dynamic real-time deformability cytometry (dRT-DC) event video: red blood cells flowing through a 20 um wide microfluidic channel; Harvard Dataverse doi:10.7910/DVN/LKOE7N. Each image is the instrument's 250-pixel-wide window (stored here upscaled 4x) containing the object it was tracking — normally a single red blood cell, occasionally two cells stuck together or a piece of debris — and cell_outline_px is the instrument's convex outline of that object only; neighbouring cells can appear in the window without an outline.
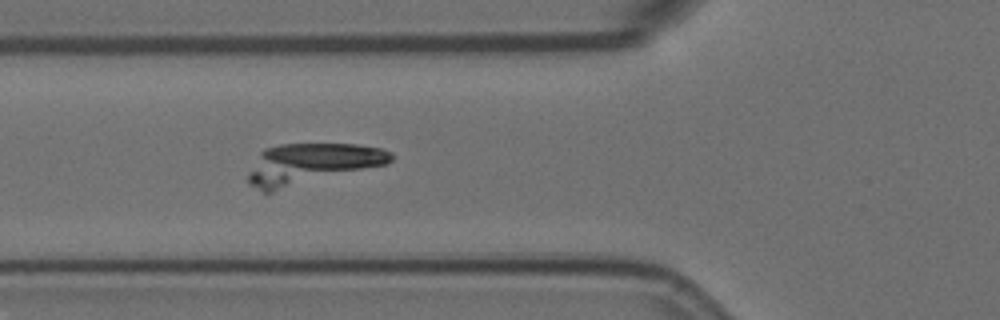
{"species": "Egyptian fruit bat (a non-hibernating species)", "species_latin": "Rousettus aegyptiacus", "temperature_condition": "room temperature", "stored_images_in_passage": 57, "camera_frame_rate_fps": 3000, "um_per_image_px": 0.085, "animal": {"sex": "female"}, "frame": {"image": 1, "passage_image": 21, "time_ms": 6.667, "image_size_px": [1000, 320], "cell_outline_px": [[392, 160], [388, 164], [272, 192], [264, 192], [248, 184], [248, 176], [260, 152], [264, 148], [280, 144], [356, 144], [380, 148], [392, 152]], "centroid_in_image_um": [26.48, 13.93], "position_along_channel_um": 99.3, "area_um2": 33.87}}
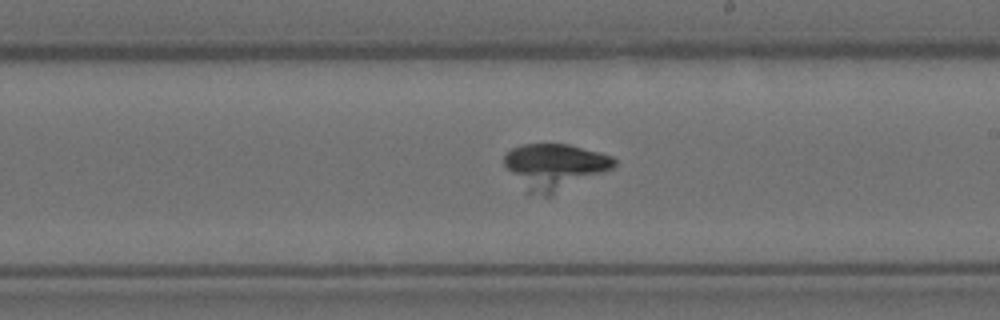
{"frame": {"image": 2, "passage_image": 33, "time_ms": 10.667, "image_size_px": [1000, 320], "cell_outline_px": [[616, 164], [612, 168], [552, 196], [544, 196], [524, 192], [504, 164], [504, 156], [512, 148], [524, 144], [568, 144], [600, 152], [612, 156], [616, 160]], "centroid_in_image_um": [47.13, 14.17], "position_along_channel_um": 241.9, "area_um2": 29.42}}
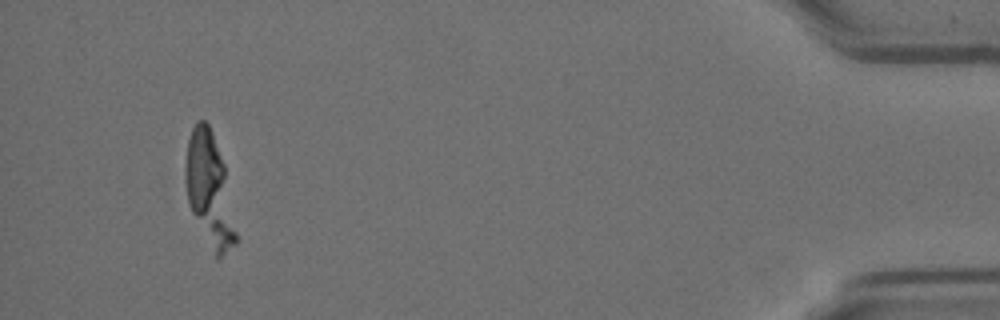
{"frame": {"image": 3, "passage_image": 54, "time_ms": 17.667, "image_size_px": [1000, 320], "cell_outline_px": [[236, 244], [216, 260], [188, 204], [184, 168], [188, 140], [192, 128], [196, 120], [204, 120], [208, 124], [212, 132], [224, 164], [236, 232]], "centroid_in_image_um": [17.78, 16.13], "position_along_channel_um": 417.4, "area_um2": 32.66}}